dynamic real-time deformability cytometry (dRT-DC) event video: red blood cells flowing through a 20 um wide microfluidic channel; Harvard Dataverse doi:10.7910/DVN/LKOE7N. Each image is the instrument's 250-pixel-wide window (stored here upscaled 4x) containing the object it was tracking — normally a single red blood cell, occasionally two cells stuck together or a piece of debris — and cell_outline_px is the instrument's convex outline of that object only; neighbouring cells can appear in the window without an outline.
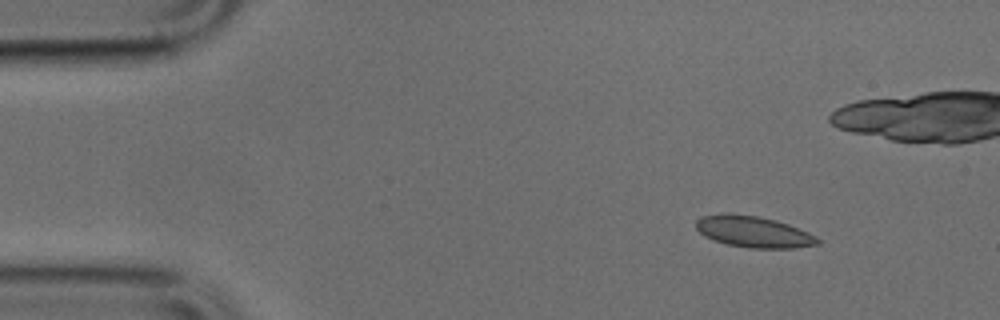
{"species": "common noctule bat (a hibernating species)", "species_latin": "Nyctalus noctula", "temperature_condition": "cold", "stored_images_in_passage": 46, "camera_frame_rate_fps": 3000, "um_per_image_px": 0.085, "animal": {"sex": "male", "body_mass_g": 17.9, "forearm_length_mm": 54.2}, "frame": {"image": 1, "passage_image": 1, "time_ms": 0.0, "image_size_px": [1000, 320], "cell_outline_px": [[820, 244], [792, 248], [752, 248], [728, 244], [712, 240], [704, 236], [696, 228], [696, 220], [700, 216], [728, 212], [760, 216], [776, 220], [788, 224], [808, 232], [816, 236], [820, 240]], "centroid_in_image_um": [64.02, 19.68], "position_along_channel_um": 21.0, "area_um2": 22.37}}
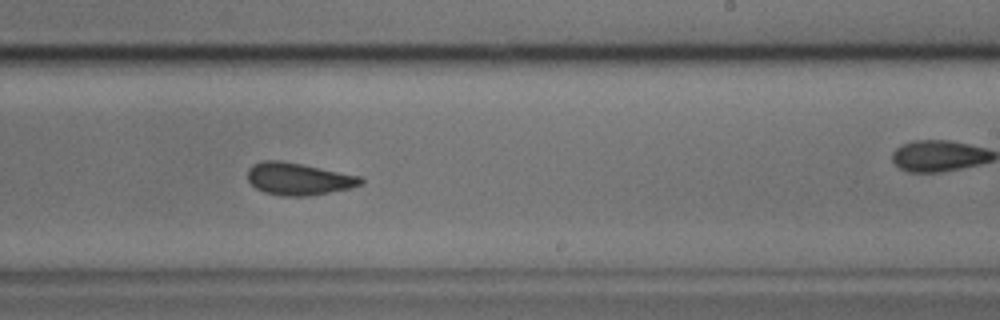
{"frame": {"image": 2, "passage_image": 25, "time_ms": 8.0, "image_size_px": [1000, 320], "cell_outline_px": [[364, 184], [348, 188], [308, 196], [284, 196], [264, 192], [256, 188], [248, 180], [248, 168], [252, 164], [264, 160], [280, 160], [360, 176], [364, 180]], "centroid_in_image_um": [25.34, 15.2], "position_along_channel_um": 263.7, "area_um2": 21.04}}
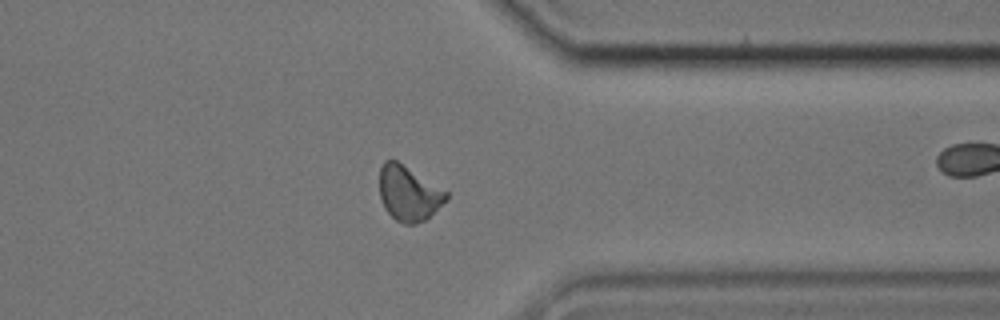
{"frame": {"image": 3, "passage_image": 34, "time_ms": 11.0, "image_size_px": [1000, 320], "cell_outline_px": [[448, 200], [424, 220], [416, 224], [404, 224], [396, 220], [384, 208], [380, 200], [380, 168], [384, 160], [396, 160], [448, 192]], "centroid_in_image_um": [34.73, 16.45], "position_along_channel_um": 376.7, "area_um2": 21.21}}